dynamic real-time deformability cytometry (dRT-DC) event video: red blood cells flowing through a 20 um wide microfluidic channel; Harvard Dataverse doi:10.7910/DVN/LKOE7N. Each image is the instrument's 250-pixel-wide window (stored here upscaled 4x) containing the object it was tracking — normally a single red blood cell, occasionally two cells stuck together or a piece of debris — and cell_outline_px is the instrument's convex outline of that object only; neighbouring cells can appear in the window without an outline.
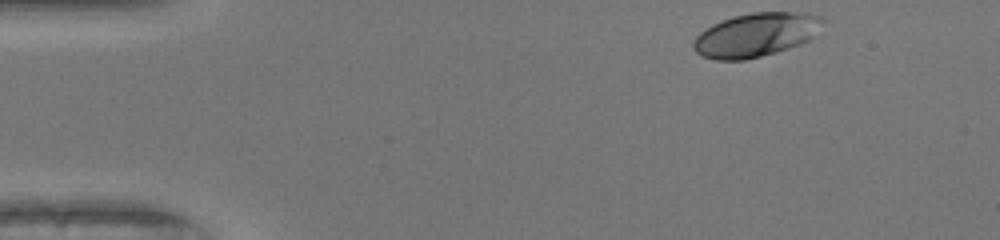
{"species": "human", "species_latin": "Homo sapiens", "temperature_condition": "warm", "stored_images_in_passage": 10, "camera_frame_rate_fps": 3000, "um_per_image_px": 0.085, "donor": {"sex": "female"}, "frame": {"image": 1, "passage_image": 1, "time_ms": 0.0, "image_size_px": [1000, 240], "cell_outline_px": [[824, 20], [812, 36], [808, 40], [800, 44], [776, 52], [744, 60], [716, 60], [704, 56], [696, 52], [692, 48], [692, 44], [696, 36], [704, 28], [712, 24], [736, 16], [752, 12], [808, 12], [820, 16]], "centroid_in_image_um": [64.22, 2.95], "position_along_channel_um": 20.8, "area_um2": 32.77}}